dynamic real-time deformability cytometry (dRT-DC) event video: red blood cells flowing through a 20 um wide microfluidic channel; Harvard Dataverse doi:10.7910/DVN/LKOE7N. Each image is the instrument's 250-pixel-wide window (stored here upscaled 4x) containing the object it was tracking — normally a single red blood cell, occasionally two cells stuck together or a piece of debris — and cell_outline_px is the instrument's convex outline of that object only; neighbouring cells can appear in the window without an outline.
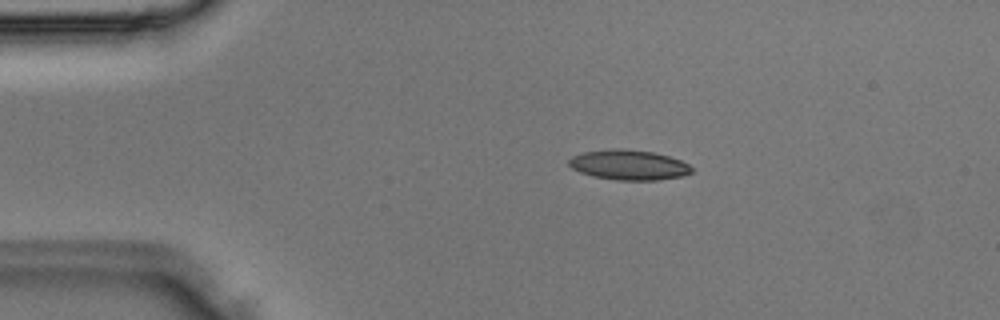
{"species": "Egyptian fruit bat (a non-hibernating species)", "species_latin": "Rousettus aegyptiacus", "temperature_condition": "room temperature", "stored_images_in_passage": 1, "camera_frame_rate_fps": 3000, "um_per_image_px": 0.085, "animal": {"sex": "male"}, "frame": {"image": 1, "passage_image": 1, "time_ms": 0.0, "image_size_px": [1000, 320], "cell_outline_px": [[692, 172], [684, 176], [656, 180], [616, 180], [592, 176], [580, 172], [572, 168], [568, 164], [568, 160], [572, 156], [584, 152], [612, 148], [624, 148], [652, 152], [668, 156], [680, 160], [688, 164], [692, 168]], "centroid_in_image_um": [53.43, 14.01], "position_along_channel_um": 31.6, "area_um2": 21.56}}